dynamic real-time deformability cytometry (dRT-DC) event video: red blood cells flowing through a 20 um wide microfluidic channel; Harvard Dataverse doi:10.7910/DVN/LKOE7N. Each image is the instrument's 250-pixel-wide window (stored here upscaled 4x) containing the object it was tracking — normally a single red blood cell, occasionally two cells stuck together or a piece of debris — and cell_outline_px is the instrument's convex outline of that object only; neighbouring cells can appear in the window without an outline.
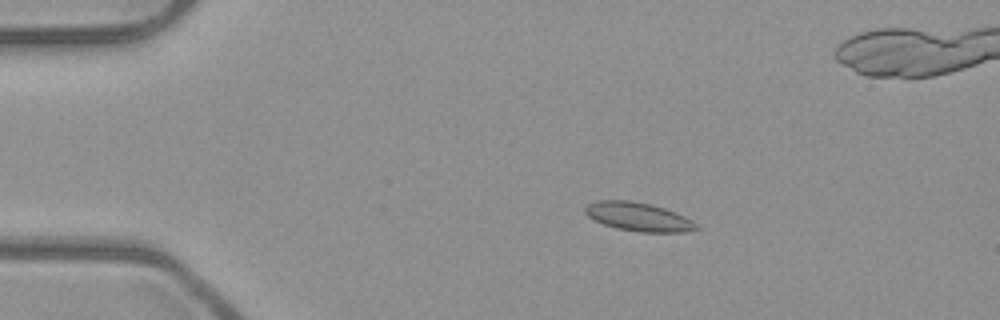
{"species": "common noctule bat (a hibernating species)", "species_latin": "Nyctalus noctula", "temperature_condition": "room temperature", "stored_images_in_passage": 44, "camera_frame_rate_fps": 3000, "um_per_image_px": 0.085, "animal": {"sex": "male", "body_mass_g": 23.1, "forearm_length_mm": 52.7}, "frame": {"image": 1, "passage_image": 1, "time_ms": 0.0, "image_size_px": [1000, 320], "cell_outline_px": [[700, 228], [684, 232], [640, 232], [616, 228], [604, 224], [588, 216], [584, 212], [584, 208], [588, 204], [596, 200], [628, 200], [648, 204], [664, 208], [676, 212], [684, 216], [696, 224]], "centroid_in_image_um": [54.24, 18.42], "position_along_channel_um": 30.8, "area_um2": 18.38}}
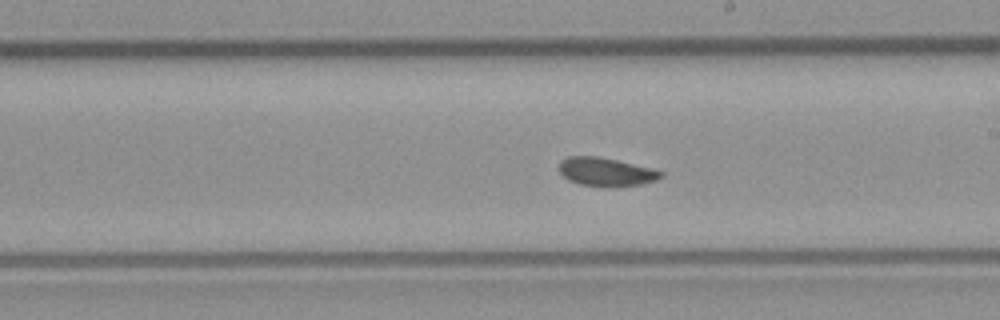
{"frame": {"image": 2, "passage_image": 21, "time_ms": 6.667, "image_size_px": [1000, 320], "cell_outline_px": [[664, 176], [656, 180], [640, 184], [612, 188], [604, 188], [580, 184], [568, 180], [560, 172], [560, 160], [568, 156], [596, 156], [616, 160], [664, 172]], "centroid_in_image_um": [51.49, 14.63], "position_along_channel_um": 237.5, "area_um2": 16.94}}
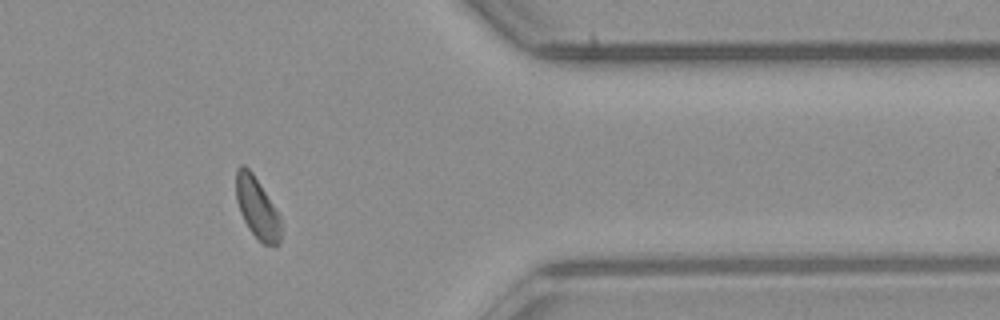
{"frame": {"image": 3, "passage_image": 34, "time_ms": 11.0, "image_size_px": [1000, 320], "cell_outline_px": [[280, 244], [276, 248], [264, 244], [248, 228], [240, 212], [236, 200], [236, 168], [240, 164], [244, 164], [252, 172], [260, 184], [280, 216]], "centroid_in_image_um": [21.85, 17.67], "position_along_channel_um": 389.6, "area_um2": 15.95}, "authors_computed_cell_mechanics": {"area_um2": 16.9354, "velocity_mm_per_s": 3.9566, "shape_relaxation_time_tau1_ms": 3.5369, "shape_relaxation_time_tau2_ms": 2.5416, "deformation_change_tau1": 0.0818, "deformation_change_tau2": 0.0627}}